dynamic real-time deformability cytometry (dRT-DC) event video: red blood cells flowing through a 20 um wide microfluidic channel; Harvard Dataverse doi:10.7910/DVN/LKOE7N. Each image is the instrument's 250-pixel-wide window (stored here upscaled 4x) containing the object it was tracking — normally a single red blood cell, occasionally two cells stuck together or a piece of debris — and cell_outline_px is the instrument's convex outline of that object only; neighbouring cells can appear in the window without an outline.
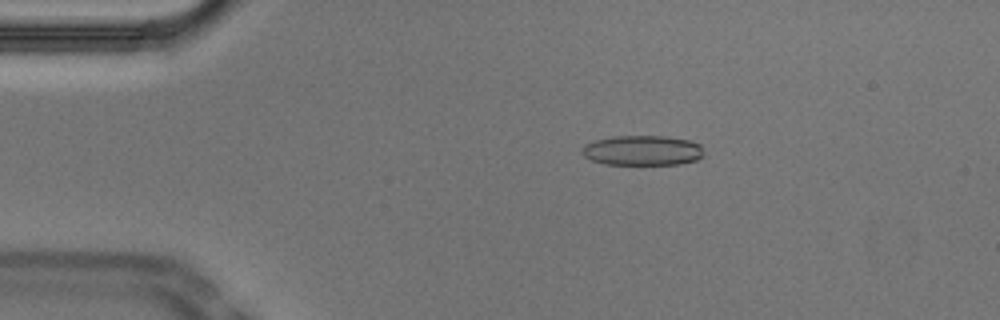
{"species": "Egyptian fruit bat (a non-hibernating species)", "species_latin": "Rousettus aegyptiacus", "temperature_condition": "cold", "stored_images_in_passage": 50, "camera_frame_rate_fps": 3000, "um_per_image_px": 0.085, "animal": {"sex": "male"}, "frame": {"image": 1, "passage_image": 7, "time_ms": 2.0, "image_size_px": [1000, 320], "cell_outline_px": [[704, 156], [696, 160], [680, 164], [604, 164], [592, 160], [584, 156], [580, 152], [584, 144], [592, 140], [612, 136], [664, 136], [688, 140], [700, 144], [704, 152]], "centroid_in_image_um": [54.58, 12.78], "position_along_channel_um": 30.4, "area_um2": 21.5}}
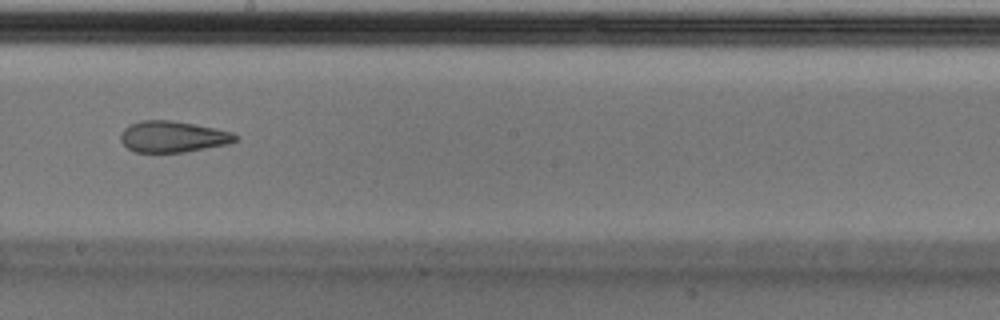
{"frame": {"image": 2, "passage_image": 27, "time_ms": 8.667, "image_size_px": [1000, 320], "cell_outline_px": [[240, 140], [228, 144], [184, 152], [136, 152], [128, 148], [120, 140], [120, 132], [128, 124], [140, 120], [172, 120], [216, 128], [232, 132], [240, 136]], "centroid_in_image_um": [14.71, 11.61], "position_along_channel_um": 233.5, "area_um2": 21.15}}
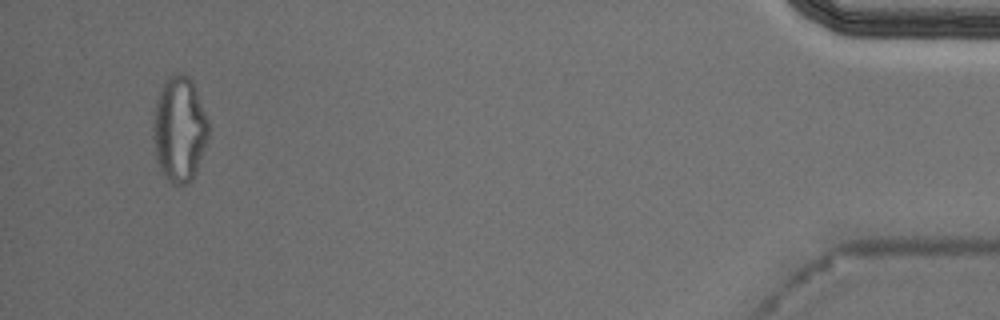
{"frame": {"image": 3, "passage_image": 48, "time_ms": 15.667, "image_size_px": [1000, 320], "cell_outline_px": [[208, 136], [196, 172], [192, 180], [188, 184], [172, 184], [160, 172], [156, 160], [152, 136], [152, 124], [156, 100], [164, 80], [172, 72], [184, 72], [192, 80], [208, 120]], "centroid_in_image_um": [15.21, 10.97], "position_along_channel_um": 420.0, "area_um2": 34.45}, "authors_computed_cell_mechanics": {"area_um2": 22.1952, "velocity_mm_per_s": 3.7331, "shape_relaxation_time_tau1_ms": null, "shape_relaxation_time_tau2_ms": 2.5518, "deformation_change_tau1": null, "deformation_change_tau2": 0.0958}}